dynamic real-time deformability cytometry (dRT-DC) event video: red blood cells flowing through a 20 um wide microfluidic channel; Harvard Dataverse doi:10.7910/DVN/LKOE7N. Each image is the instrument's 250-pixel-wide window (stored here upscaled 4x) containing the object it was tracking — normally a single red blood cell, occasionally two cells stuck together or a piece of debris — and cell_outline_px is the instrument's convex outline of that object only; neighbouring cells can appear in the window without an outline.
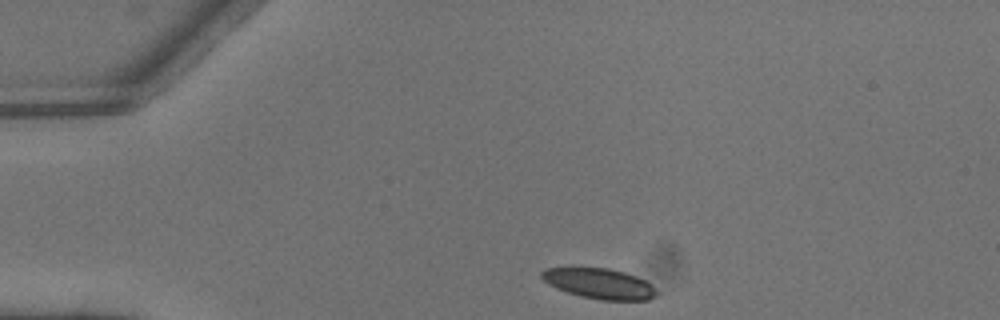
{"species": "common noctule bat (a hibernating species)", "species_latin": "Nyctalus noctula", "temperature_condition": "warm", "stored_images_in_passage": 2, "camera_frame_rate_fps": 3000, "um_per_image_px": 0.085, "animal": {"sex": "male", "body_mass_g": 13.3}, "frame": {"image": 1, "passage_image": 1, "time_ms": 0.0, "image_size_px": [1000, 320], "cell_outline_px": [[660, 292], [656, 296], [648, 300], [600, 300], [580, 296], [556, 288], [548, 284], [540, 276], [540, 272], [544, 268], [568, 264], [576, 264], [608, 268], [624, 272], [636, 276], [644, 280]], "centroid_in_image_um": [50.85, 24.04], "position_along_channel_um": 34.2, "area_um2": 21.39}}